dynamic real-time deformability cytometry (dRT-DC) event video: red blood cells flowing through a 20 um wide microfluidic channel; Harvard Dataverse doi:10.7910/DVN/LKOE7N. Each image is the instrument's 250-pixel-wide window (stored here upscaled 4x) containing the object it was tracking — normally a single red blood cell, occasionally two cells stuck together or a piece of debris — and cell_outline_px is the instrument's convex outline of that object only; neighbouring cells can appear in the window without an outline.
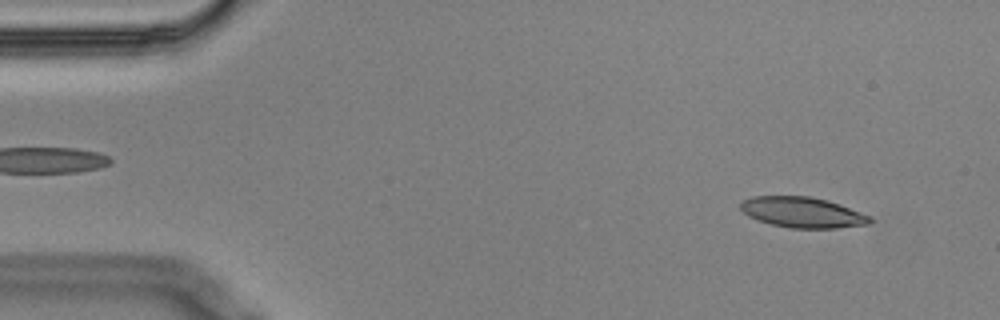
{"species": "Egyptian fruit bat (a non-hibernating species)", "species_latin": "Rousettus aegyptiacus", "temperature_condition": "cold", "stored_images_in_passage": 4, "camera_frame_rate_fps": 3000, "um_per_image_px": 0.085, "animal": {"sex": "male"}, "frame": {"image": 1, "passage_image": 1, "time_ms": 0.0, "image_size_px": [1000, 320], "cell_outline_px": [[872, 220], [868, 224], [836, 228], [792, 228], [772, 224], [748, 216], [740, 208], [740, 204], [744, 200], [752, 196], [808, 196], [828, 200], [840, 204], [872, 216]], "centroid_in_image_um": [68.24, 18.04], "position_along_channel_um": 16.8, "area_um2": 22.95}}
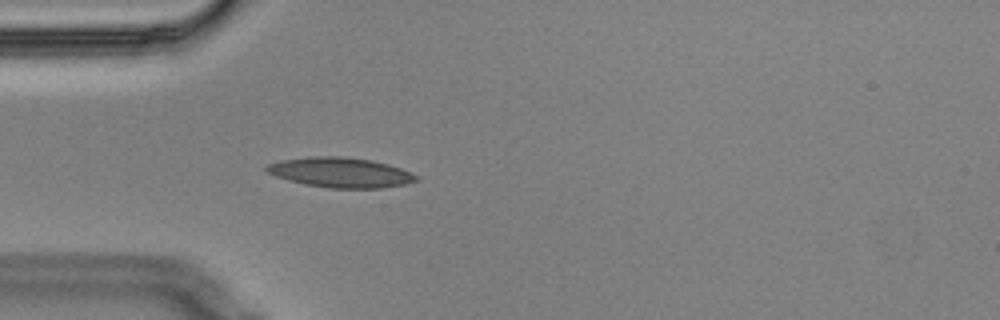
{"frame": {"image": 2, "passage_image": 4, "time_ms": 1.0, "image_size_px": [1000, 320], "cell_outline_px": [[420, 176], [416, 180], [404, 184], [380, 188], [328, 188], [304, 184], [288, 180], [276, 176], [268, 172], [264, 168], [268, 164], [280, 160], [308, 156], [344, 156], [372, 160], [388, 164], [400, 168]], "centroid_in_image_um": [28.92, 14.65], "position_along_channel_um": 56.1, "area_um2": 26.18}}